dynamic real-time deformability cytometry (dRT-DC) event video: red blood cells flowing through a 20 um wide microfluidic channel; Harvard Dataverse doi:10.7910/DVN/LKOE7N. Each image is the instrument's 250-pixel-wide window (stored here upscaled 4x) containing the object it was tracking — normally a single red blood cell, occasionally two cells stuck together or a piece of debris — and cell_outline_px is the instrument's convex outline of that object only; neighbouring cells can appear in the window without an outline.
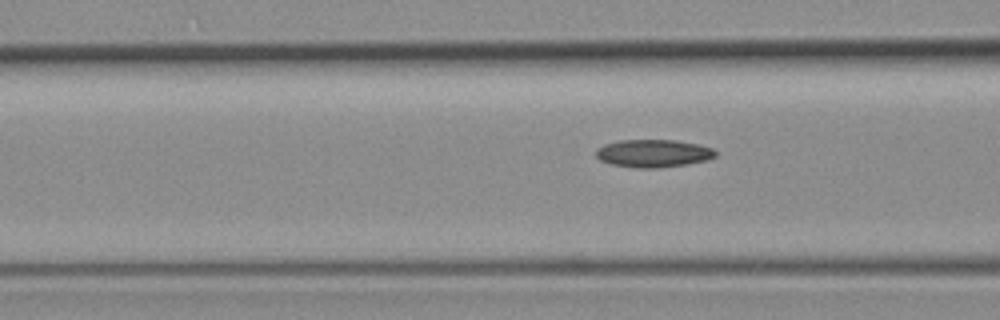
{"species": "common noctule bat (a hibernating species)", "species_latin": "Nyctalus noctula", "temperature_condition": "room temperature", "stored_images_in_passage": 7, "segment_of_instrument_passage": [2, 2], "camera_frame_rate_fps": 3000, "um_per_image_px": 0.085, "animal": {"sex": "female", "body_mass_g": 19.3, "forearm_length_mm": 54.1}, "frame": {"image": 1, "passage_image": 7, "time_ms": 8.667, "image_size_px": [1000, 320], "cell_outline_px": [[716, 156], [708, 160], [688, 164], [656, 168], [636, 168], [612, 164], [600, 160], [596, 156], [596, 148], [604, 144], [620, 140], [672, 140], [696, 144], [712, 148], [716, 152]], "centroid_in_image_um": [55.52, 13.04], "position_along_channel_um": 111.1, "area_um2": 19.31}}